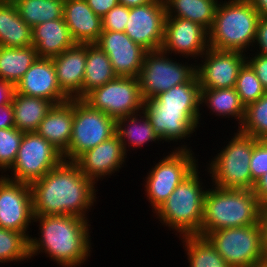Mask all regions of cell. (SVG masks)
Wrapping results in <instances>:
<instances>
[{
    "label": "cell",
    "instance_id": "43",
    "mask_svg": "<svg viewBox=\"0 0 267 267\" xmlns=\"http://www.w3.org/2000/svg\"><path fill=\"white\" fill-rule=\"evenodd\" d=\"M88 6L94 13L103 18L114 6L119 4V0H86Z\"/></svg>",
    "mask_w": 267,
    "mask_h": 267
},
{
    "label": "cell",
    "instance_id": "45",
    "mask_svg": "<svg viewBox=\"0 0 267 267\" xmlns=\"http://www.w3.org/2000/svg\"><path fill=\"white\" fill-rule=\"evenodd\" d=\"M254 194L262 206H267V173L260 177L254 185Z\"/></svg>",
    "mask_w": 267,
    "mask_h": 267
},
{
    "label": "cell",
    "instance_id": "3",
    "mask_svg": "<svg viewBox=\"0 0 267 267\" xmlns=\"http://www.w3.org/2000/svg\"><path fill=\"white\" fill-rule=\"evenodd\" d=\"M261 209L253 190L212 185L204 199L200 236L219 229L255 225L259 223Z\"/></svg>",
    "mask_w": 267,
    "mask_h": 267
},
{
    "label": "cell",
    "instance_id": "12",
    "mask_svg": "<svg viewBox=\"0 0 267 267\" xmlns=\"http://www.w3.org/2000/svg\"><path fill=\"white\" fill-rule=\"evenodd\" d=\"M83 100L92 108L118 119L143 109L138 77L117 76L90 91Z\"/></svg>",
    "mask_w": 267,
    "mask_h": 267
},
{
    "label": "cell",
    "instance_id": "21",
    "mask_svg": "<svg viewBox=\"0 0 267 267\" xmlns=\"http://www.w3.org/2000/svg\"><path fill=\"white\" fill-rule=\"evenodd\" d=\"M57 82L69 99H82V83L86 66V44L75 43L52 58Z\"/></svg>",
    "mask_w": 267,
    "mask_h": 267
},
{
    "label": "cell",
    "instance_id": "9",
    "mask_svg": "<svg viewBox=\"0 0 267 267\" xmlns=\"http://www.w3.org/2000/svg\"><path fill=\"white\" fill-rule=\"evenodd\" d=\"M171 57L172 55L169 56L162 50L145 54L138 76L140 93L144 101L188 82L196 74V63H182L180 60L177 62L176 58Z\"/></svg>",
    "mask_w": 267,
    "mask_h": 267
},
{
    "label": "cell",
    "instance_id": "29",
    "mask_svg": "<svg viewBox=\"0 0 267 267\" xmlns=\"http://www.w3.org/2000/svg\"><path fill=\"white\" fill-rule=\"evenodd\" d=\"M116 77L108 55L96 43L86 44L82 99L93 89L101 87Z\"/></svg>",
    "mask_w": 267,
    "mask_h": 267
},
{
    "label": "cell",
    "instance_id": "16",
    "mask_svg": "<svg viewBox=\"0 0 267 267\" xmlns=\"http://www.w3.org/2000/svg\"><path fill=\"white\" fill-rule=\"evenodd\" d=\"M209 48V32L202 25L183 18L166 17L161 50L169 55L199 59ZM175 54V55H174ZM189 57V58H188ZM198 57V58H197Z\"/></svg>",
    "mask_w": 267,
    "mask_h": 267
},
{
    "label": "cell",
    "instance_id": "17",
    "mask_svg": "<svg viewBox=\"0 0 267 267\" xmlns=\"http://www.w3.org/2000/svg\"><path fill=\"white\" fill-rule=\"evenodd\" d=\"M246 55L239 51H220L209 47L200 57L201 63L197 61L195 64L200 89L235 87L239 70L246 62Z\"/></svg>",
    "mask_w": 267,
    "mask_h": 267
},
{
    "label": "cell",
    "instance_id": "41",
    "mask_svg": "<svg viewBox=\"0 0 267 267\" xmlns=\"http://www.w3.org/2000/svg\"><path fill=\"white\" fill-rule=\"evenodd\" d=\"M247 54L249 55L246 56V62L255 71L256 76L261 81L262 87L267 91V56L249 52Z\"/></svg>",
    "mask_w": 267,
    "mask_h": 267
},
{
    "label": "cell",
    "instance_id": "14",
    "mask_svg": "<svg viewBox=\"0 0 267 267\" xmlns=\"http://www.w3.org/2000/svg\"><path fill=\"white\" fill-rule=\"evenodd\" d=\"M33 219L30 184L0 175V227L24 233L29 238L28 228L34 224Z\"/></svg>",
    "mask_w": 267,
    "mask_h": 267
},
{
    "label": "cell",
    "instance_id": "44",
    "mask_svg": "<svg viewBox=\"0 0 267 267\" xmlns=\"http://www.w3.org/2000/svg\"><path fill=\"white\" fill-rule=\"evenodd\" d=\"M15 127L12 103L0 105V129Z\"/></svg>",
    "mask_w": 267,
    "mask_h": 267
},
{
    "label": "cell",
    "instance_id": "38",
    "mask_svg": "<svg viewBox=\"0 0 267 267\" xmlns=\"http://www.w3.org/2000/svg\"><path fill=\"white\" fill-rule=\"evenodd\" d=\"M24 132L16 127L0 129V172L3 176L14 164Z\"/></svg>",
    "mask_w": 267,
    "mask_h": 267
},
{
    "label": "cell",
    "instance_id": "2",
    "mask_svg": "<svg viewBox=\"0 0 267 267\" xmlns=\"http://www.w3.org/2000/svg\"><path fill=\"white\" fill-rule=\"evenodd\" d=\"M39 237H29L30 258L45 253L61 267H81L91 256L89 220L76 215L34 216ZM40 234V235H39Z\"/></svg>",
    "mask_w": 267,
    "mask_h": 267
},
{
    "label": "cell",
    "instance_id": "28",
    "mask_svg": "<svg viewBox=\"0 0 267 267\" xmlns=\"http://www.w3.org/2000/svg\"><path fill=\"white\" fill-rule=\"evenodd\" d=\"M206 104V105H205ZM206 106L212 115L233 118L241 126L245 117V106L235 87L222 89H201L200 107Z\"/></svg>",
    "mask_w": 267,
    "mask_h": 267
},
{
    "label": "cell",
    "instance_id": "20",
    "mask_svg": "<svg viewBox=\"0 0 267 267\" xmlns=\"http://www.w3.org/2000/svg\"><path fill=\"white\" fill-rule=\"evenodd\" d=\"M15 92L44 98L54 105L70 100L60 89L52 58H37L15 85Z\"/></svg>",
    "mask_w": 267,
    "mask_h": 267
},
{
    "label": "cell",
    "instance_id": "48",
    "mask_svg": "<svg viewBox=\"0 0 267 267\" xmlns=\"http://www.w3.org/2000/svg\"><path fill=\"white\" fill-rule=\"evenodd\" d=\"M260 17H267V0H249Z\"/></svg>",
    "mask_w": 267,
    "mask_h": 267
},
{
    "label": "cell",
    "instance_id": "39",
    "mask_svg": "<svg viewBox=\"0 0 267 267\" xmlns=\"http://www.w3.org/2000/svg\"><path fill=\"white\" fill-rule=\"evenodd\" d=\"M250 172L254 182L267 173V140L254 138V147L250 159Z\"/></svg>",
    "mask_w": 267,
    "mask_h": 267
},
{
    "label": "cell",
    "instance_id": "19",
    "mask_svg": "<svg viewBox=\"0 0 267 267\" xmlns=\"http://www.w3.org/2000/svg\"><path fill=\"white\" fill-rule=\"evenodd\" d=\"M127 154L121 140L115 134L111 138L85 151L74 162L80 171L96 185L99 179L103 180L115 172H120L126 162Z\"/></svg>",
    "mask_w": 267,
    "mask_h": 267
},
{
    "label": "cell",
    "instance_id": "37",
    "mask_svg": "<svg viewBox=\"0 0 267 267\" xmlns=\"http://www.w3.org/2000/svg\"><path fill=\"white\" fill-rule=\"evenodd\" d=\"M235 89L245 107L266 93L255 71L247 62L239 70Z\"/></svg>",
    "mask_w": 267,
    "mask_h": 267
},
{
    "label": "cell",
    "instance_id": "18",
    "mask_svg": "<svg viewBox=\"0 0 267 267\" xmlns=\"http://www.w3.org/2000/svg\"><path fill=\"white\" fill-rule=\"evenodd\" d=\"M96 44L108 55L117 76H139L148 51L132 41L125 32L103 30Z\"/></svg>",
    "mask_w": 267,
    "mask_h": 267
},
{
    "label": "cell",
    "instance_id": "46",
    "mask_svg": "<svg viewBox=\"0 0 267 267\" xmlns=\"http://www.w3.org/2000/svg\"><path fill=\"white\" fill-rule=\"evenodd\" d=\"M15 85L11 82L0 80V105L12 103Z\"/></svg>",
    "mask_w": 267,
    "mask_h": 267
},
{
    "label": "cell",
    "instance_id": "34",
    "mask_svg": "<svg viewBox=\"0 0 267 267\" xmlns=\"http://www.w3.org/2000/svg\"><path fill=\"white\" fill-rule=\"evenodd\" d=\"M200 83L197 74L188 82L159 93L154 98L163 106L200 107Z\"/></svg>",
    "mask_w": 267,
    "mask_h": 267
},
{
    "label": "cell",
    "instance_id": "26",
    "mask_svg": "<svg viewBox=\"0 0 267 267\" xmlns=\"http://www.w3.org/2000/svg\"><path fill=\"white\" fill-rule=\"evenodd\" d=\"M116 134L121 140L126 154L131 149H141L142 146L149 142H158L160 144L162 141L143 110L139 114L135 113L118 118L116 120Z\"/></svg>",
    "mask_w": 267,
    "mask_h": 267
},
{
    "label": "cell",
    "instance_id": "4",
    "mask_svg": "<svg viewBox=\"0 0 267 267\" xmlns=\"http://www.w3.org/2000/svg\"><path fill=\"white\" fill-rule=\"evenodd\" d=\"M259 18L249 0H220L213 25L208 31L209 47L245 54L251 48L249 51L255 52L253 45Z\"/></svg>",
    "mask_w": 267,
    "mask_h": 267
},
{
    "label": "cell",
    "instance_id": "33",
    "mask_svg": "<svg viewBox=\"0 0 267 267\" xmlns=\"http://www.w3.org/2000/svg\"><path fill=\"white\" fill-rule=\"evenodd\" d=\"M28 26L63 18L64 0H12Z\"/></svg>",
    "mask_w": 267,
    "mask_h": 267
},
{
    "label": "cell",
    "instance_id": "8",
    "mask_svg": "<svg viewBox=\"0 0 267 267\" xmlns=\"http://www.w3.org/2000/svg\"><path fill=\"white\" fill-rule=\"evenodd\" d=\"M205 237L231 267H255L265 263L260 223L219 229Z\"/></svg>",
    "mask_w": 267,
    "mask_h": 267
},
{
    "label": "cell",
    "instance_id": "50",
    "mask_svg": "<svg viewBox=\"0 0 267 267\" xmlns=\"http://www.w3.org/2000/svg\"><path fill=\"white\" fill-rule=\"evenodd\" d=\"M255 267H267V263H262L261 265H257Z\"/></svg>",
    "mask_w": 267,
    "mask_h": 267
},
{
    "label": "cell",
    "instance_id": "13",
    "mask_svg": "<svg viewBox=\"0 0 267 267\" xmlns=\"http://www.w3.org/2000/svg\"><path fill=\"white\" fill-rule=\"evenodd\" d=\"M142 110L162 140V144L164 141H172L174 144L178 141L180 143L183 139L189 140L191 134L193 135L202 124L199 123L203 117L200 113L201 107L163 106L153 97L143 102Z\"/></svg>",
    "mask_w": 267,
    "mask_h": 267
},
{
    "label": "cell",
    "instance_id": "27",
    "mask_svg": "<svg viewBox=\"0 0 267 267\" xmlns=\"http://www.w3.org/2000/svg\"><path fill=\"white\" fill-rule=\"evenodd\" d=\"M53 105L47 99L15 92L12 100L15 127L24 133L36 132Z\"/></svg>",
    "mask_w": 267,
    "mask_h": 267
},
{
    "label": "cell",
    "instance_id": "36",
    "mask_svg": "<svg viewBox=\"0 0 267 267\" xmlns=\"http://www.w3.org/2000/svg\"><path fill=\"white\" fill-rule=\"evenodd\" d=\"M238 129L257 140H267V91L245 107V117Z\"/></svg>",
    "mask_w": 267,
    "mask_h": 267
},
{
    "label": "cell",
    "instance_id": "15",
    "mask_svg": "<svg viewBox=\"0 0 267 267\" xmlns=\"http://www.w3.org/2000/svg\"><path fill=\"white\" fill-rule=\"evenodd\" d=\"M166 10L164 0L129 8L125 33L149 51L161 50L164 41Z\"/></svg>",
    "mask_w": 267,
    "mask_h": 267
},
{
    "label": "cell",
    "instance_id": "6",
    "mask_svg": "<svg viewBox=\"0 0 267 267\" xmlns=\"http://www.w3.org/2000/svg\"><path fill=\"white\" fill-rule=\"evenodd\" d=\"M253 147L254 138L237 129L228 144L207 162L205 170H208L207 175L211 177V185L217 188L253 190L255 182L250 172Z\"/></svg>",
    "mask_w": 267,
    "mask_h": 267
},
{
    "label": "cell",
    "instance_id": "7",
    "mask_svg": "<svg viewBox=\"0 0 267 267\" xmlns=\"http://www.w3.org/2000/svg\"><path fill=\"white\" fill-rule=\"evenodd\" d=\"M181 141V145L169 151L168 155L154 163L150 168L144 181V191L148 202L155 212L169 197L186 177H188L197 167L198 159L192 151V147ZM187 144V145H185ZM194 155V156H193Z\"/></svg>",
    "mask_w": 267,
    "mask_h": 267
},
{
    "label": "cell",
    "instance_id": "49",
    "mask_svg": "<svg viewBox=\"0 0 267 267\" xmlns=\"http://www.w3.org/2000/svg\"><path fill=\"white\" fill-rule=\"evenodd\" d=\"M153 0H119V3L128 8L145 5Z\"/></svg>",
    "mask_w": 267,
    "mask_h": 267
},
{
    "label": "cell",
    "instance_id": "31",
    "mask_svg": "<svg viewBox=\"0 0 267 267\" xmlns=\"http://www.w3.org/2000/svg\"><path fill=\"white\" fill-rule=\"evenodd\" d=\"M37 58L33 45L23 48L0 46V80L16 85Z\"/></svg>",
    "mask_w": 267,
    "mask_h": 267
},
{
    "label": "cell",
    "instance_id": "23",
    "mask_svg": "<svg viewBox=\"0 0 267 267\" xmlns=\"http://www.w3.org/2000/svg\"><path fill=\"white\" fill-rule=\"evenodd\" d=\"M74 118V99L53 105L36 131L64 154L70 144Z\"/></svg>",
    "mask_w": 267,
    "mask_h": 267
},
{
    "label": "cell",
    "instance_id": "11",
    "mask_svg": "<svg viewBox=\"0 0 267 267\" xmlns=\"http://www.w3.org/2000/svg\"><path fill=\"white\" fill-rule=\"evenodd\" d=\"M63 160V154L37 132H25L15 162L3 176L13 181L31 184ZM8 172L12 175H8Z\"/></svg>",
    "mask_w": 267,
    "mask_h": 267
},
{
    "label": "cell",
    "instance_id": "35",
    "mask_svg": "<svg viewBox=\"0 0 267 267\" xmlns=\"http://www.w3.org/2000/svg\"><path fill=\"white\" fill-rule=\"evenodd\" d=\"M29 238L21 232L0 227V263L30 260Z\"/></svg>",
    "mask_w": 267,
    "mask_h": 267
},
{
    "label": "cell",
    "instance_id": "22",
    "mask_svg": "<svg viewBox=\"0 0 267 267\" xmlns=\"http://www.w3.org/2000/svg\"><path fill=\"white\" fill-rule=\"evenodd\" d=\"M63 19L75 43H96L103 31L102 18L94 13L86 0H64Z\"/></svg>",
    "mask_w": 267,
    "mask_h": 267
},
{
    "label": "cell",
    "instance_id": "32",
    "mask_svg": "<svg viewBox=\"0 0 267 267\" xmlns=\"http://www.w3.org/2000/svg\"><path fill=\"white\" fill-rule=\"evenodd\" d=\"M181 238L188 267H231L206 237L187 235Z\"/></svg>",
    "mask_w": 267,
    "mask_h": 267
},
{
    "label": "cell",
    "instance_id": "10",
    "mask_svg": "<svg viewBox=\"0 0 267 267\" xmlns=\"http://www.w3.org/2000/svg\"><path fill=\"white\" fill-rule=\"evenodd\" d=\"M115 134L116 119L92 108L83 99H74L72 135L69 148L63 154V158L66 161H75L85 151Z\"/></svg>",
    "mask_w": 267,
    "mask_h": 267
},
{
    "label": "cell",
    "instance_id": "25",
    "mask_svg": "<svg viewBox=\"0 0 267 267\" xmlns=\"http://www.w3.org/2000/svg\"><path fill=\"white\" fill-rule=\"evenodd\" d=\"M32 45V28L21 18L12 0H0V46L23 48Z\"/></svg>",
    "mask_w": 267,
    "mask_h": 267
},
{
    "label": "cell",
    "instance_id": "5",
    "mask_svg": "<svg viewBox=\"0 0 267 267\" xmlns=\"http://www.w3.org/2000/svg\"><path fill=\"white\" fill-rule=\"evenodd\" d=\"M199 166L186 177L153 213L162 226L179 234L201 235L204 199L208 188L200 179ZM203 185V186H202ZM171 228V229H170Z\"/></svg>",
    "mask_w": 267,
    "mask_h": 267
},
{
    "label": "cell",
    "instance_id": "47",
    "mask_svg": "<svg viewBox=\"0 0 267 267\" xmlns=\"http://www.w3.org/2000/svg\"><path fill=\"white\" fill-rule=\"evenodd\" d=\"M259 223L262 229V248L265 263H267V206H262Z\"/></svg>",
    "mask_w": 267,
    "mask_h": 267
},
{
    "label": "cell",
    "instance_id": "1",
    "mask_svg": "<svg viewBox=\"0 0 267 267\" xmlns=\"http://www.w3.org/2000/svg\"><path fill=\"white\" fill-rule=\"evenodd\" d=\"M95 186L74 161L63 160L30 184L34 216L76 215L88 220L97 199Z\"/></svg>",
    "mask_w": 267,
    "mask_h": 267
},
{
    "label": "cell",
    "instance_id": "40",
    "mask_svg": "<svg viewBox=\"0 0 267 267\" xmlns=\"http://www.w3.org/2000/svg\"><path fill=\"white\" fill-rule=\"evenodd\" d=\"M128 17L129 8L119 3L102 18V29L125 32Z\"/></svg>",
    "mask_w": 267,
    "mask_h": 267
},
{
    "label": "cell",
    "instance_id": "42",
    "mask_svg": "<svg viewBox=\"0 0 267 267\" xmlns=\"http://www.w3.org/2000/svg\"><path fill=\"white\" fill-rule=\"evenodd\" d=\"M253 47L255 50L259 48L255 53L267 56V17H260L258 20L256 38Z\"/></svg>",
    "mask_w": 267,
    "mask_h": 267
},
{
    "label": "cell",
    "instance_id": "24",
    "mask_svg": "<svg viewBox=\"0 0 267 267\" xmlns=\"http://www.w3.org/2000/svg\"><path fill=\"white\" fill-rule=\"evenodd\" d=\"M75 44L63 18L32 28V45L39 58H53Z\"/></svg>",
    "mask_w": 267,
    "mask_h": 267
},
{
    "label": "cell",
    "instance_id": "30",
    "mask_svg": "<svg viewBox=\"0 0 267 267\" xmlns=\"http://www.w3.org/2000/svg\"><path fill=\"white\" fill-rule=\"evenodd\" d=\"M219 0H164L166 17L183 18L211 29Z\"/></svg>",
    "mask_w": 267,
    "mask_h": 267
}]
</instances>
